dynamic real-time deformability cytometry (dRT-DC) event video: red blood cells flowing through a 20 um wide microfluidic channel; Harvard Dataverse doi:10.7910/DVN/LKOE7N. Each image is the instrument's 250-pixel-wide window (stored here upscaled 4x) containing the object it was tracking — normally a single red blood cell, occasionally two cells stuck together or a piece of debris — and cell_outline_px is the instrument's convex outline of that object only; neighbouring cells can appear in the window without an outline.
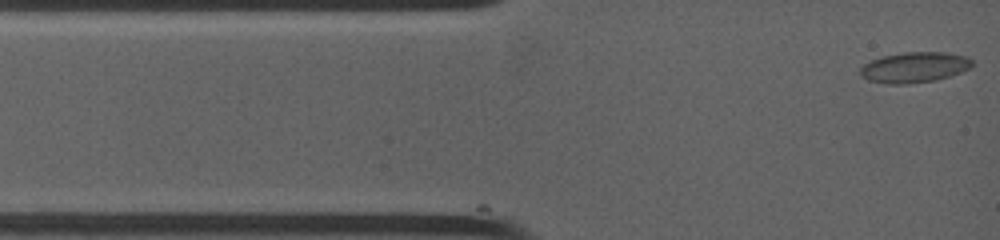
{"species": "common noctule bat (a hibernating species)", "species_latin": "Nyctalus noctula", "temperature_condition": "warm", "stored_images_in_passage": 20, "camera_frame_rate_fps": 4500, "um_per_image_px": 0.085, "animal": {"sex": "female", "body_mass_g": 19.0, "forearm_length_mm": 53.3}, "frame": {"image": 1, "passage_image": 1, "time_ms": 0.0, "image_size_px": [1000, 240], "cell_outline_px": [[972, 64], [968, 68], [960, 72], [948, 76], [932, 80], [904, 84], [892, 84], [868, 80], [860, 76], [860, 68], [864, 64], [872, 60], [884, 56], [908, 52], [940, 52], [964, 56], [972, 60]], "centroid_in_image_um": [77.67, 5.72], "position_along_channel_um": 7.3, "area_um2": 19.36}}
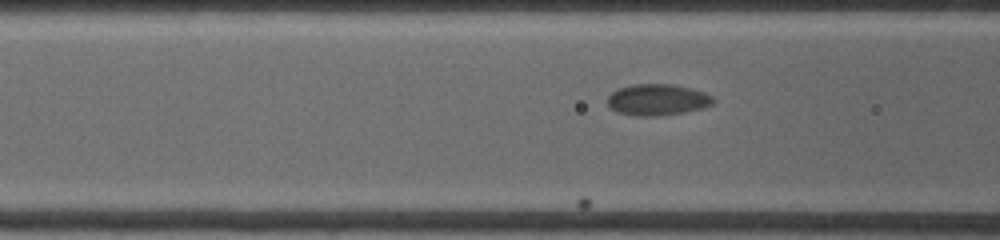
{"frame": {"image": 2, "passage_image": 15, "time_ms": 4.0, "image_size_px": [1000, 240], "cell_outline_px": [[716, 100], [712, 104], [704, 108], [684, 112], [656, 116], [636, 116], [616, 112], [608, 104], [608, 96], [612, 92], [620, 88], [632, 84], [672, 84], [692, 88], [704, 92], [712, 96]], "centroid_in_image_um": [55.91, 8.48], "position_along_channel_um": 110.7, "area_um2": 19.36}}
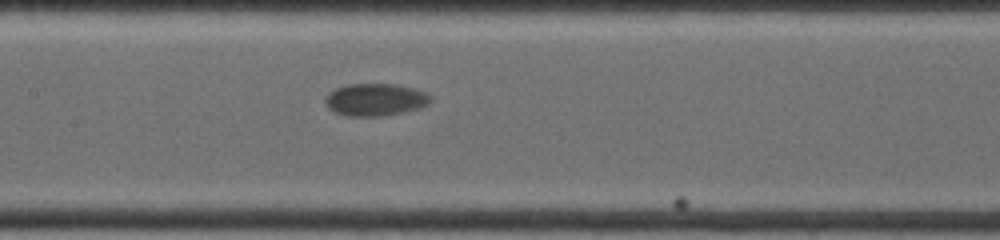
{"frame": {"image": 3, "passage_image": 20, "time_ms": 5.778, "image_size_px": [1000, 240], "cell_outline_px": [[432, 100], [428, 104], [420, 108], [404, 112], [380, 116], [348, 116], [332, 112], [324, 104], [324, 96], [328, 92], [336, 88], [348, 84], [396, 84], [412, 88], [424, 92], [432, 96]], "centroid_in_image_um": [31.86, 8.47], "position_along_channel_um": 175.5, "area_um2": 20.11}}